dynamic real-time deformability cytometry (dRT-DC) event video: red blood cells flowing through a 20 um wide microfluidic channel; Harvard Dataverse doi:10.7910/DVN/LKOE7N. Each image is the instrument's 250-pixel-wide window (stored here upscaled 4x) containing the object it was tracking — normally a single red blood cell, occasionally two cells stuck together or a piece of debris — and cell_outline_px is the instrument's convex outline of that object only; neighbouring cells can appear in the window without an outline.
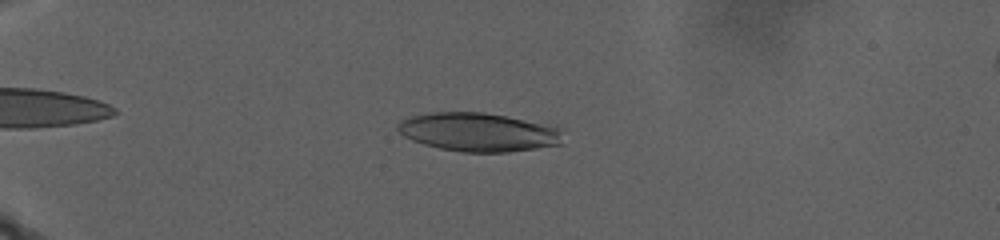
{"species": "human", "species_latin": "Homo sapiens", "temperature_condition": "warm", "stored_images_in_passage": 43, "camera_frame_rate_fps": 3000, "um_per_image_px": 0.085, "donor": {"sex": "male"}, "frame": {"image": 1, "passage_image": 11, "time_ms": 1.667, "image_size_px": [1000, 240], "cell_outline_px": [[564, 128], [560, 144], [536, 148], [508, 152], [460, 152], [440, 148], [424, 144], [412, 140], [404, 136], [396, 128], [396, 124], [400, 120], [408, 116], [432, 112], [484, 112], [556, 124]], "centroid_in_image_um": [40.72, 11.21], "position_along_channel_um": 44.3, "area_um2": 37.92}}
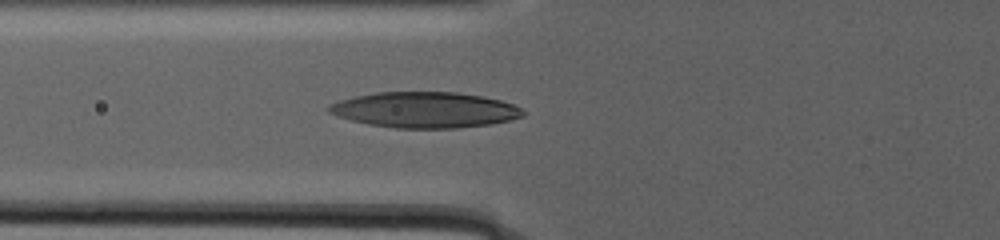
{"frame": {"image": 2, "passage_image": 35, "time_ms": 7.0, "image_size_px": [1000, 240], "cell_outline_px": [[524, 116], [492, 124], [456, 128], [396, 128], [368, 124], [336, 116], [328, 112], [328, 108], [332, 104], [340, 100], [356, 96], [376, 92], [456, 92], [480, 96], [500, 100], [512, 104], [520, 108], [524, 112]], "centroid_in_image_um": [36.11, 9.34], "position_along_channel_um": 89.7, "area_um2": 40.17}}
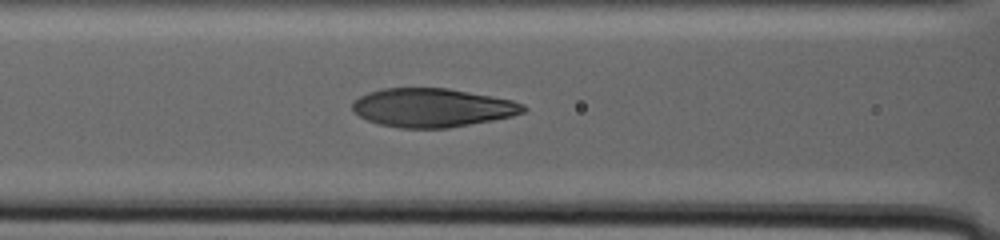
{"frame": {"image": 3, "passage_image": 43, "time_ms": 9.0, "image_size_px": [1000, 240], "cell_outline_px": [[528, 108], [524, 112], [512, 116], [492, 120], [448, 128], [400, 128], [380, 124], [368, 120], [352, 112], [352, 104], [360, 96], [368, 92], [384, 88], [448, 88], [512, 100], [524, 104]], "centroid_in_image_um": [36.75, 9.15], "position_along_channel_um": 129.9, "area_um2": 38.44}}